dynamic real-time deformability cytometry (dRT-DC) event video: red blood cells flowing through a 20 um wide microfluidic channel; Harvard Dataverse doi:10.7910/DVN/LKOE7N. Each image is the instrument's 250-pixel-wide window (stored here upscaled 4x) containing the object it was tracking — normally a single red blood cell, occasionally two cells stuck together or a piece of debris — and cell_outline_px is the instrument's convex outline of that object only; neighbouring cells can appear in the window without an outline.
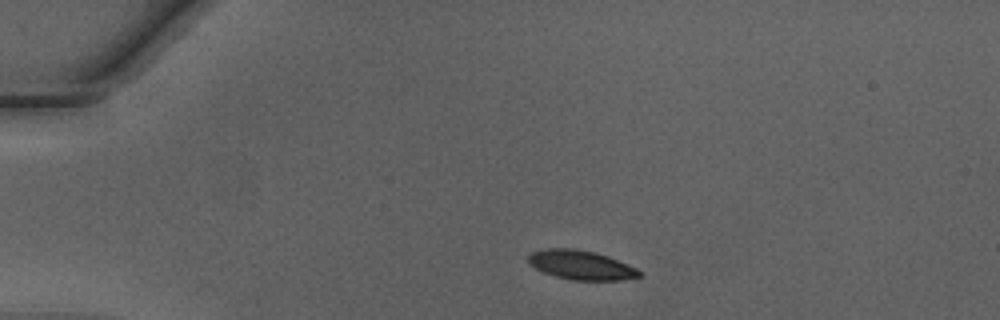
{"species": "Egyptian fruit bat (a non-hibernating species)", "species_latin": "Rousettus aegyptiacus", "temperature_condition": "warm", "stored_images_in_passage": 39, "camera_frame_rate_fps": 3000, "um_per_image_px": 0.085, "animal": {"sex": "male"}, "frame": {"image": 1, "passage_image": 1, "time_ms": 0.0, "image_size_px": [1000, 320], "cell_outline_px": [[644, 276], [620, 280], [572, 280], [556, 276], [544, 272], [528, 264], [528, 256], [532, 252], [544, 248], [576, 248], [596, 252], [608, 256], [636, 268], [644, 272]], "centroid_in_image_um": [49.41, 22.52], "position_along_channel_um": 35.6, "area_um2": 19.07}}
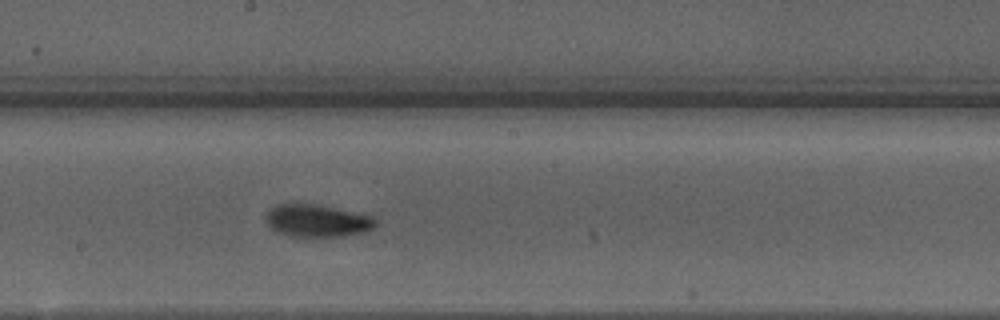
{"frame": {"image": 2, "passage_image": 18, "time_ms": 5.667, "image_size_px": [1000, 320], "cell_outline_px": [[376, 224], [372, 228], [364, 232], [340, 236], [288, 236], [276, 232], [264, 220], [264, 216], [268, 208], [276, 204], [312, 204], [372, 216], [376, 220]], "centroid_in_image_um": [26.87, 18.76], "position_along_channel_um": 221.3, "area_um2": 20.52}}
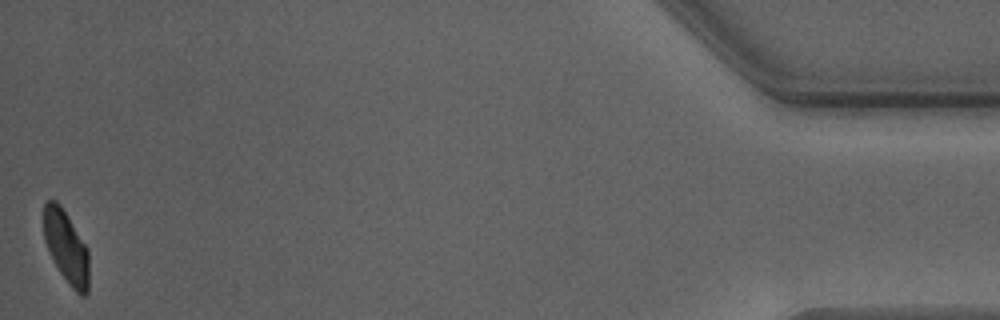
{"frame": {"image": 3, "passage_image": 39, "time_ms": 12.667, "image_size_px": [1000, 320], "cell_outline_px": [[88, 292], [84, 296], [80, 296], [72, 288], [60, 272], [48, 252], [44, 240], [44, 204], [48, 200], [56, 200], [60, 204], [88, 248]], "centroid_in_image_um": [5.62, 21.0], "position_along_channel_um": 429.6, "area_um2": 19.07}, "authors_computed_cell_mechanics": {"area_um2": 20.5768, "velocity_mm_per_s": 4.2471, "shape_relaxation_time_tau1_ms": 2.6884, "shape_relaxation_time_tau2_ms": 1.2207, "deformation_change_tau1": 0.1302, "deformation_change_tau2": 0.0646}}